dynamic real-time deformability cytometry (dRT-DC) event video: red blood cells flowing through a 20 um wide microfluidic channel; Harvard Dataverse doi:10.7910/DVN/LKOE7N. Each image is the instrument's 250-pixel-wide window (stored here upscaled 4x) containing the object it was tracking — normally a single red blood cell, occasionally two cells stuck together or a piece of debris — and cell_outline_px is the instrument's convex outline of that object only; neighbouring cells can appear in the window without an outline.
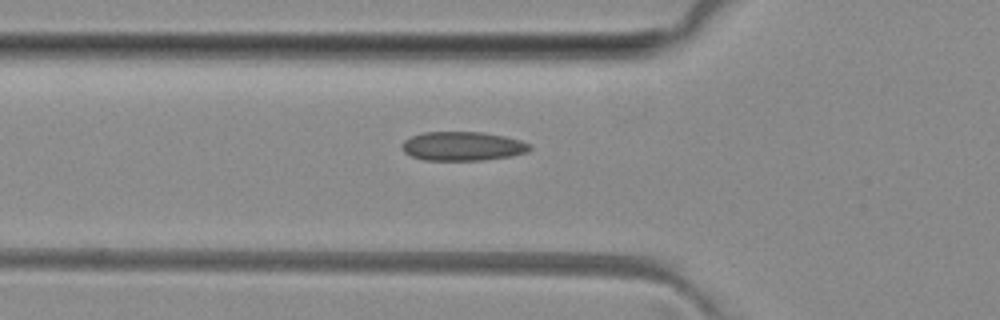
{"species": "common noctule bat (a hibernating species)", "species_latin": "Nyctalus noctula", "temperature_condition": "room temperature", "stored_images_in_passage": 32, "camera_frame_rate_fps": 3000, "um_per_image_px": 0.085, "animal": {"sex": "female", "body_mass_g": 29.2, "forearm_length_mm": 56.3}, "frame": {"image": 1, "passage_image": 3, "time_ms": 0.667, "image_size_px": [1000, 320], "cell_outline_px": [[532, 148], [528, 152], [508, 156], [480, 160], [424, 160], [412, 156], [404, 152], [400, 148], [400, 144], [404, 140], [412, 136], [424, 132], [484, 132], [504, 136], [520, 140], [532, 144]], "centroid_in_image_um": [39.31, 12.42], "position_along_channel_um": 86.5, "area_um2": 21.68}}
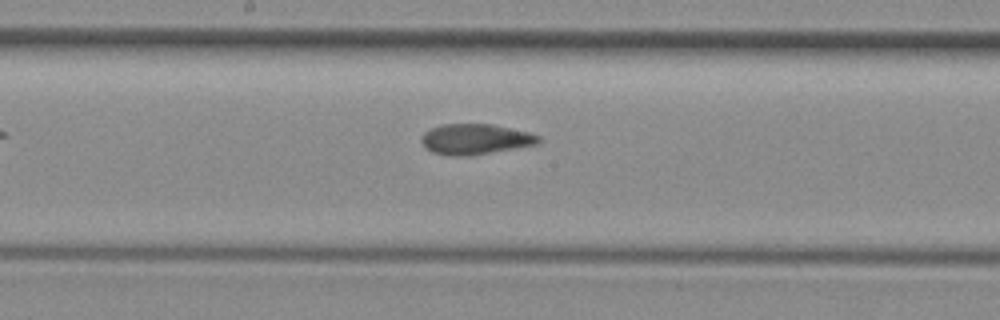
{"frame": {"image": 2, "passage_image": 12, "time_ms": 3.667, "image_size_px": [1000, 320], "cell_outline_px": [[540, 140], [536, 144], [468, 156], [448, 156], [432, 152], [420, 140], [424, 132], [440, 124], [492, 124], [528, 132], [540, 136]], "centroid_in_image_um": [40.37, 11.82], "position_along_channel_um": 207.8, "area_um2": 20.58}}
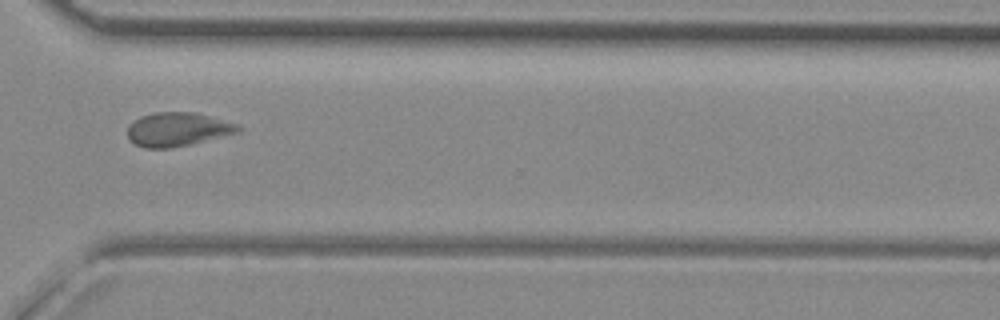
{"frame": {"image": 3, "passage_image": 23, "time_ms": 7.333, "image_size_px": [1000, 320], "cell_outline_px": [[244, 128], [240, 132], [192, 144], [172, 148], [144, 148], [136, 144], [128, 136], [128, 128], [140, 116], [156, 112], [196, 112], [240, 124]], "centroid_in_image_um": [15.18, 10.99], "position_along_channel_um": 355.4, "area_um2": 21.91}, "authors_computed_cell_mechanics": {"area_um2": 20.8947, "velocity_mm_per_s": 4.0277, "shape_relaxation_time_tau1_ms": null, "shape_relaxation_time_tau2_ms": 1.6532, "deformation_change_tau1": null, "deformation_change_tau2": 0.0663}}